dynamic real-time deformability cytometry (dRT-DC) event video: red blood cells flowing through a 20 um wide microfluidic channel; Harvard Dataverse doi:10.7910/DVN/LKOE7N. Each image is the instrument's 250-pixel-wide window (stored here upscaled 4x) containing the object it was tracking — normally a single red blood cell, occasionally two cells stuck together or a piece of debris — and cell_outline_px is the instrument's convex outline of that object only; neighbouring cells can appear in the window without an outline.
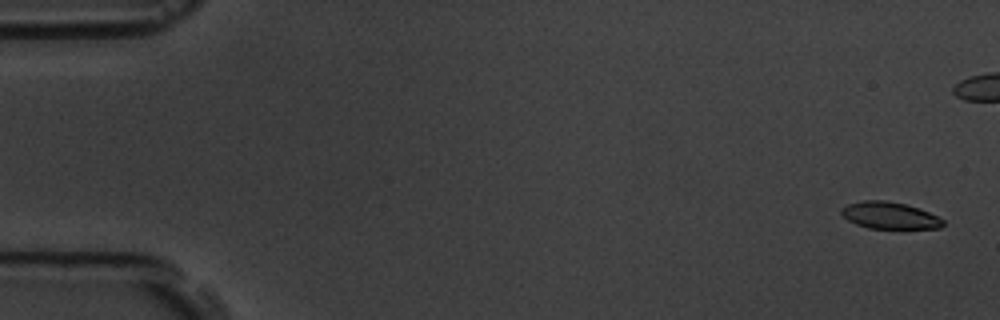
{"species": "common noctule bat (a hibernating species)", "species_latin": "Nyctalus noctula", "temperature_condition": "room temperature", "stored_images_in_passage": 8, "camera_frame_rate_fps": 3000, "um_per_image_px": 0.085, "animal": {"sex": "male", "body_mass_g": 19.5, "forearm_length_mm": 54.6}, "frame": {"image": 1, "passage_image": 1, "time_ms": 0.0, "image_size_px": [1000, 320], "cell_outline_px": [[944, 224], [940, 228], [868, 228], [856, 224], [848, 220], [840, 212], [840, 208], [848, 204], [864, 200], [884, 200], [904, 204], [920, 208], [944, 220]], "centroid_in_image_um": [75.6, 18.31], "position_along_channel_um": 9.4, "area_um2": 15.78}}
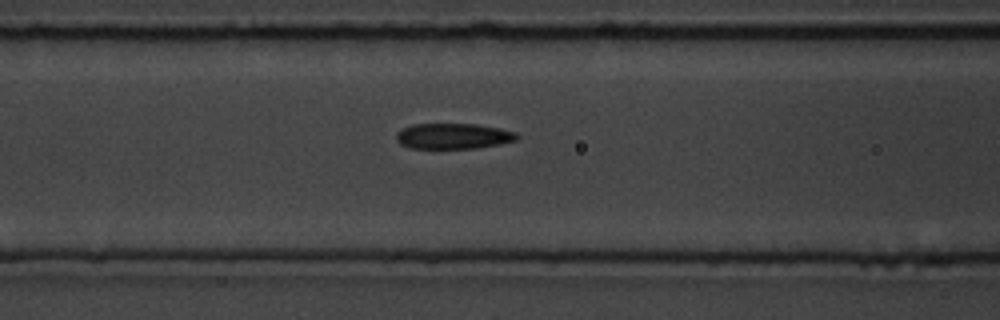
{"frame": {"image": 2, "passage_image": 8, "time_ms": 9.0, "image_size_px": [1000, 320], "cell_outline_px": [[520, 136], [516, 140], [500, 144], [476, 148], [408, 148], [400, 144], [396, 140], [396, 132], [412, 124], [476, 124], [500, 128], [516, 132]], "centroid_in_image_um": [38.53, 11.57], "position_along_channel_um": 128.1, "area_um2": 18.09}}